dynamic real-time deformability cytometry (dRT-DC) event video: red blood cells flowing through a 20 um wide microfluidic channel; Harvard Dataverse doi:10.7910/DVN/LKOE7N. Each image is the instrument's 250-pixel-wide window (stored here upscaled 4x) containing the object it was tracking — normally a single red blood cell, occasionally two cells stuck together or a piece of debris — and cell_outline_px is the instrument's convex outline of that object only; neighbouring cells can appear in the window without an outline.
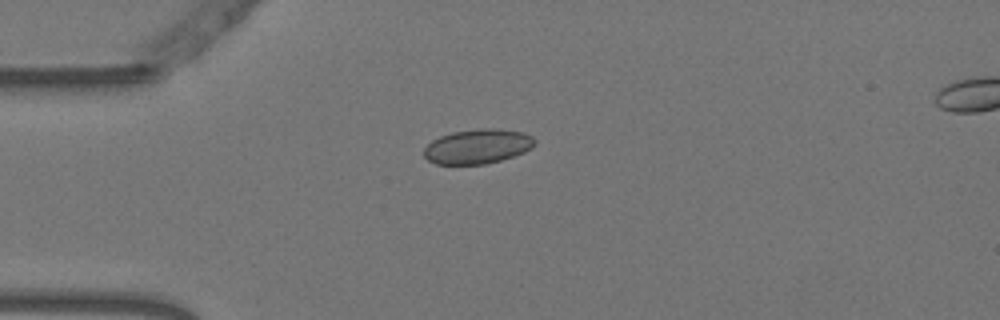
{"species": "Egyptian fruit bat (a non-hibernating species)", "species_latin": "Rousettus aegyptiacus", "temperature_condition": "warm", "stored_images_in_passage": 4, "camera_frame_rate_fps": 3000, "um_per_image_px": 0.085, "animal": {"sex": "female"}, "frame": {"image": 1, "passage_image": 1, "time_ms": 0.0, "image_size_px": [1000, 320], "cell_outline_px": [[536, 144], [532, 148], [524, 152], [500, 160], [484, 164], [436, 164], [428, 160], [424, 156], [424, 148], [432, 140], [440, 136], [452, 132], [484, 128], [496, 128], [524, 132], [532, 136], [536, 140]], "centroid_in_image_um": [40.61, 12.44], "position_along_channel_um": 44.4, "area_um2": 22.37}}